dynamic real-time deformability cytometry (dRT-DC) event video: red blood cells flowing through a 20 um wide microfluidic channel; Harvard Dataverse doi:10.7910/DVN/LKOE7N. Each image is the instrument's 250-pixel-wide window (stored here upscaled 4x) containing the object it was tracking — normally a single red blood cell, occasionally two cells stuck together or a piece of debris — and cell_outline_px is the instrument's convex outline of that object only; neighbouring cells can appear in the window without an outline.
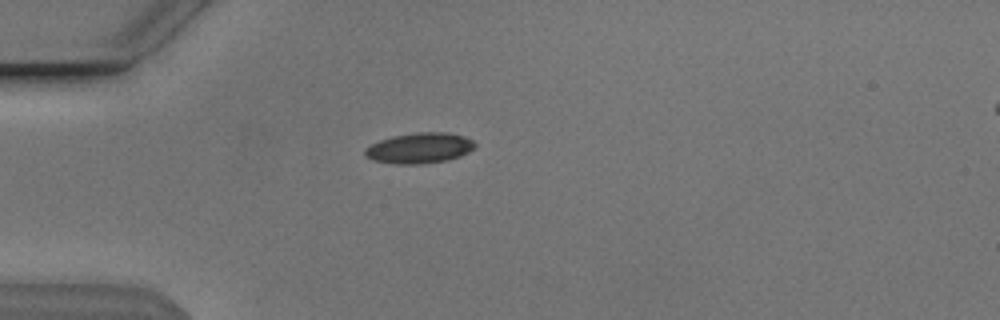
{"species": "Egyptian fruit bat (a non-hibernating species)", "species_latin": "Rousettus aegyptiacus", "temperature_condition": "cold", "stored_images_in_passage": 39, "camera_frame_rate_fps": 3000, "um_per_image_px": 0.085, "animal": {"sex": "male"}, "frame": {"image": 1, "passage_image": 1, "time_ms": 0.0, "image_size_px": [1000, 320], "cell_outline_px": [[476, 148], [460, 156], [448, 160], [424, 164], [392, 164], [372, 160], [364, 156], [364, 148], [380, 140], [392, 136], [420, 132], [448, 132], [464, 136], [472, 140], [476, 144]], "centroid_in_image_um": [35.65, 12.59], "position_along_channel_um": 49.3, "area_um2": 19.83}}
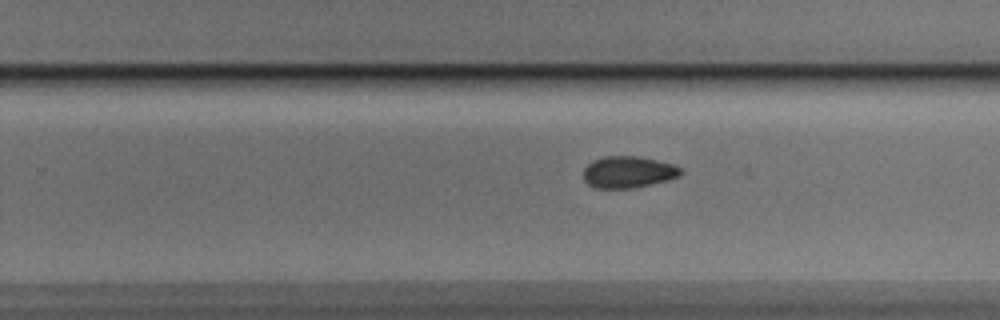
{"frame": {"image": 2, "passage_image": 20, "time_ms": 6.333, "image_size_px": [1000, 320], "cell_outline_px": [[684, 172], [680, 176], [632, 188], [596, 188], [588, 184], [584, 180], [584, 168], [592, 160], [604, 156], [636, 156], [656, 160], [672, 164], [680, 168]], "centroid_in_image_um": [53.36, 14.61], "position_along_channel_um": 276.4, "area_um2": 17.74}}
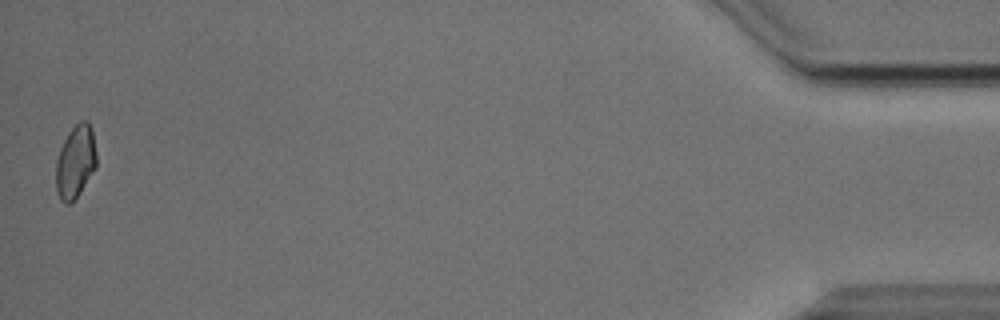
{"frame": {"image": 3, "passage_image": 39, "time_ms": 12.667, "image_size_px": [1000, 320], "cell_outline_px": [[96, 168], [80, 192], [68, 204], [64, 204], [60, 200], [56, 192], [56, 160], [60, 148], [68, 132], [80, 120], [88, 120], [92, 128], [96, 152]], "centroid_in_image_um": [6.41, 13.73], "position_along_channel_um": 428.8, "area_um2": 17.34}, "authors_computed_cell_mechanics": {"area_um2": 18.0336, "velocity_mm_per_s": 3.8482, "shape_relaxation_time_tau1_ms": null, "shape_relaxation_time_tau2_ms": 9.1176, "deformation_change_tau1": null, "deformation_change_tau2": 0.1157}}